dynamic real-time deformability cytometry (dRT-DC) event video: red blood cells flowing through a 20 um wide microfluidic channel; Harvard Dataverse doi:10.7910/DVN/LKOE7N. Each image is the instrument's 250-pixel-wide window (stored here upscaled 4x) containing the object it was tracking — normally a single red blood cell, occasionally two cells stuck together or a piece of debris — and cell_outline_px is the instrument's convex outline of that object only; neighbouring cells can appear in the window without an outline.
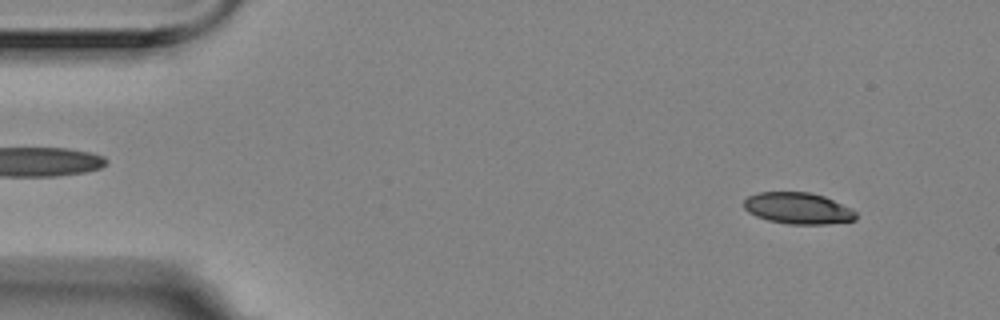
{"species": "Egyptian fruit bat (a non-hibernating species)", "species_latin": "Rousettus aegyptiacus", "temperature_condition": "room temperature", "stored_images_in_passage": 56, "camera_frame_rate_fps": 3000, "um_per_image_px": 0.085, "animal": {"sex": "female"}, "frame": {"image": 1, "passage_image": 5, "time_ms": 1.333, "image_size_px": [1000, 320], "cell_outline_px": [[856, 220], [828, 224], [788, 224], [768, 220], [756, 216], [748, 212], [744, 208], [744, 200], [748, 196], [756, 192], [808, 192], [824, 196], [852, 208], [856, 212]], "centroid_in_image_um": [67.83, 17.7], "position_along_channel_um": 17.2, "area_um2": 20.63}}
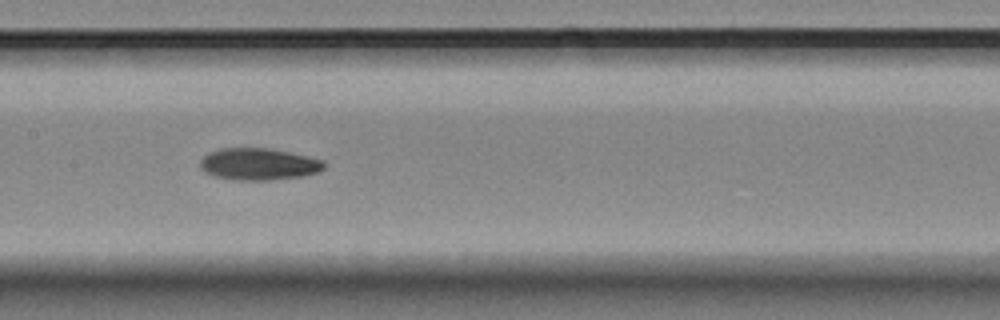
{"frame": {"image": 2, "passage_image": 27, "time_ms": 8.667, "image_size_px": [1000, 320], "cell_outline_px": [[324, 168], [316, 172], [300, 176], [268, 180], [232, 180], [216, 176], [204, 172], [200, 168], [200, 160], [208, 152], [220, 148], [268, 148], [308, 156], [324, 160]], "centroid_in_image_um": [21.94, 13.94], "position_along_channel_um": 185.5, "area_um2": 22.95}}
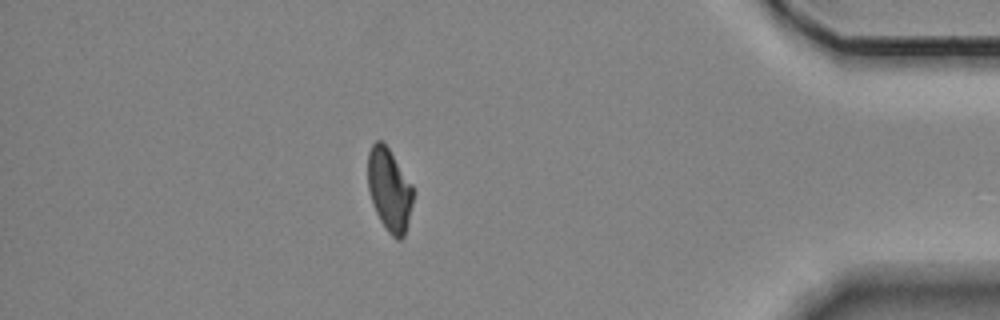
{"frame": {"image": 3, "passage_image": 49, "time_ms": 16.0, "image_size_px": [1000, 320], "cell_outline_px": [[412, 204], [408, 224], [404, 236], [400, 240], [396, 240], [388, 232], [380, 220], [372, 204], [368, 188], [368, 152], [372, 144], [376, 140], [380, 140], [388, 148], [412, 184]], "centroid_in_image_um": [33.08, 16.15], "position_along_channel_um": 402.1, "area_um2": 21.73}, "authors_computed_cell_mechanics": {"area_um2": 22.5709, "velocity_mm_per_s": 3.5213, "shape_relaxation_time_tau1_ms": 8.4165, "shape_relaxation_time_tau2_ms": 5.6117, "deformation_change_tau1": 0.1905, "deformation_change_tau2": 0.1025}}